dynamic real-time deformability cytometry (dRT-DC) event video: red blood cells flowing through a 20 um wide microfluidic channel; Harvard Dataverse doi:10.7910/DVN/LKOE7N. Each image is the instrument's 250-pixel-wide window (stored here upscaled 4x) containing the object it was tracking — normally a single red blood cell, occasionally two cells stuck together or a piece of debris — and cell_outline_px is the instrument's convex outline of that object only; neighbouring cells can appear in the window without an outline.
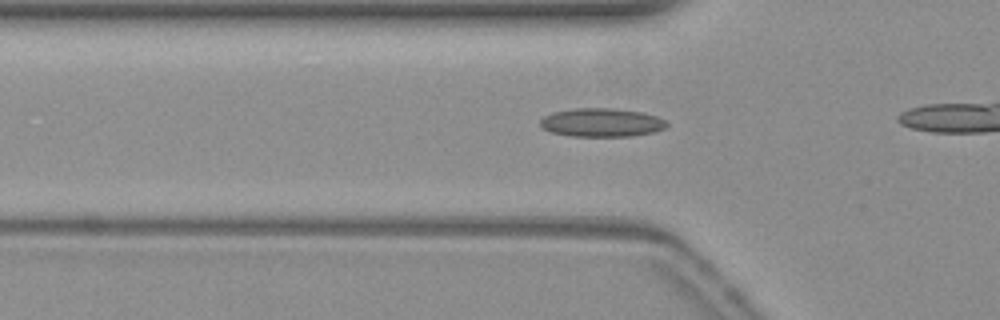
{"species": "common noctule bat (a hibernating species)", "species_latin": "Nyctalus noctula", "temperature_condition": "warm", "stored_images_in_passage": 13, "camera_frame_rate_fps": 3000, "um_per_image_px": 0.085, "animal": {"sex": "female", "body_mass_g": 19.3, "forearm_length_mm": 54.1}, "frame": {"image": 1, "passage_image": 4, "time_ms": 1.0, "image_size_px": [1000, 320], "cell_outline_px": [[668, 124], [664, 128], [652, 132], [632, 136], [572, 136], [552, 132], [540, 128], [540, 120], [544, 116], [552, 112], [572, 108], [616, 108], [640, 112], [656, 116], [664, 120]], "centroid_in_image_um": [51.09, 10.41], "position_along_channel_um": 74.7, "area_um2": 21.04}}
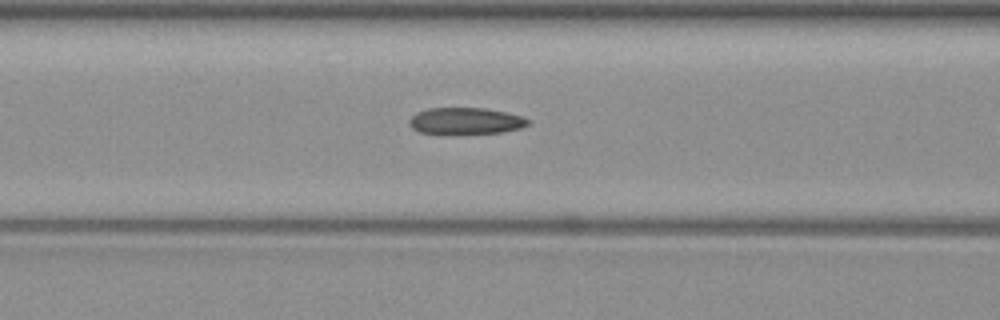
{"frame": {"image": 2, "passage_image": 8, "time_ms": 2.333, "image_size_px": [1000, 320], "cell_outline_px": [[528, 124], [520, 128], [500, 132], [452, 136], [440, 136], [420, 132], [412, 128], [408, 124], [408, 120], [416, 112], [428, 108], [484, 108], [504, 112], [520, 116], [528, 120]], "centroid_in_image_um": [39.46, 10.32], "position_along_channel_um": 127.1, "area_um2": 19.02}}
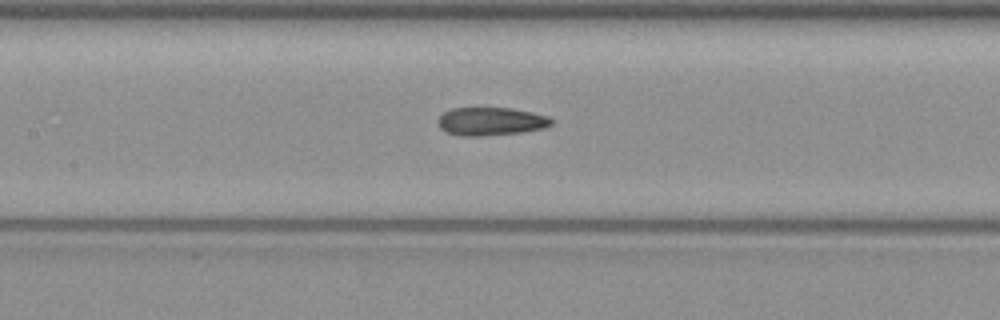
{"frame": {"image": 3, "passage_image": 11, "time_ms": 3.333, "image_size_px": [1000, 320], "cell_outline_px": [[552, 124], [544, 128], [520, 132], [480, 136], [460, 136], [448, 132], [440, 128], [436, 120], [444, 112], [452, 108], [512, 108], [532, 112], [548, 116], [552, 120]], "centroid_in_image_um": [41.7, 10.31], "position_along_channel_um": 165.7, "area_um2": 18.55}}